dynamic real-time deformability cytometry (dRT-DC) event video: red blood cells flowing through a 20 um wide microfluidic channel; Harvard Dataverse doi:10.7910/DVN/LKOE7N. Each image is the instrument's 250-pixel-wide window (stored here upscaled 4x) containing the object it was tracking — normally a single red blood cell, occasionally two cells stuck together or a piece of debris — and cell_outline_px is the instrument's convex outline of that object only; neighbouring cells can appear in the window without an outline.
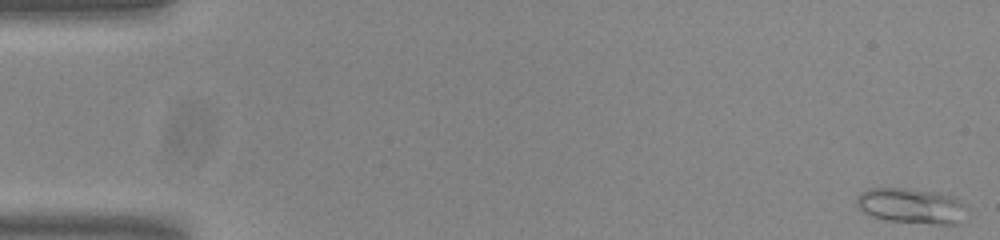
{"species": "common noctule bat (a hibernating species)", "species_latin": "Nyctalus noctula", "temperature_condition": "room temperature", "stored_images_in_passage": 54, "camera_frame_rate_fps": 3000, "um_per_image_px": 0.085, "animal": {"sex": "male", "body_mass_g": 20.0, "forearm_length_mm": 53.3}, "frame": {"image": 1, "passage_image": 1, "time_ms": 0.0, "image_size_px": [1000, 240], "cell_outline_px": [[960, 224], [932, 224], [884, 220], [872, 216], [864, 212], [856, 204], [856, 196], [860, 192], [868, 188], [908, 188], [932, 192], [952, 196], [960, 200]], "centroid_in_image_um": [77.33, 17.49], "position_along_channel_um": 7.7, "area_um2": 22.25}}
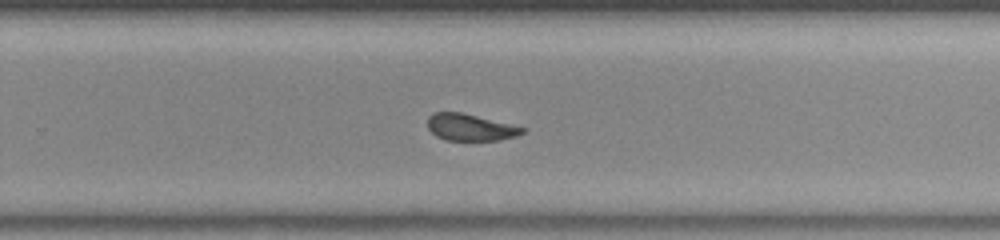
{"frame": {"image": 2, "passage_image": 35, "time_ms": 11.333, "image_size_px": [1000, 240], "cell_outline_px": [[528, 128], [524, 132], [516, 136], [500, 140], [444, 140], [436, 136], [428, 128], [428, 116], [432, 112], [460, 112]], "centroid_in_image_um": [39.97, 10.82], "position_along_channel_um": 289.8, "area_um2": 14.8}}
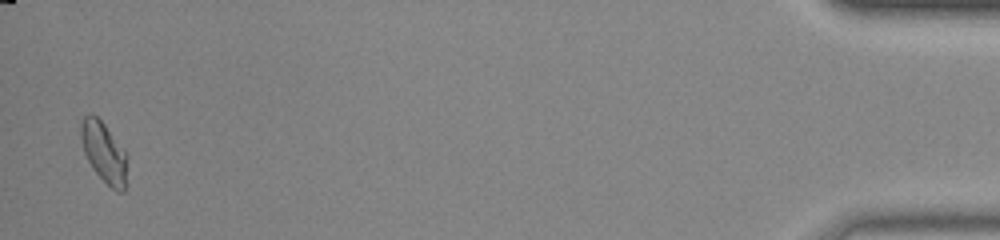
{"frame": {"image": 3, "passage_image": 53, "time_ms": 17.333, "image_size_px": [1000, 240], "cell_outline_px": [[124, 192], [116, 192], [92, 168], [84, 152], [80, 136], [80, 124], [84, 116], [96, 116], [104, 124], [124, 148]], "centroid_in_image_um": [8.78, 12.92], "position_along_channel_um": 426.4, "area_um2": 15.61}, "authors_computed_cell_mechanics": {"area_um2": 16.5308, "velocity_mm_per_s": 3.7763, "shape_relaxation_time_tau1_ms": null, "shape_relaxation_time_tau2_ms": 0.9553, "deformation_change_tau1": null, "deformation_change_tau2": 0.0749}}